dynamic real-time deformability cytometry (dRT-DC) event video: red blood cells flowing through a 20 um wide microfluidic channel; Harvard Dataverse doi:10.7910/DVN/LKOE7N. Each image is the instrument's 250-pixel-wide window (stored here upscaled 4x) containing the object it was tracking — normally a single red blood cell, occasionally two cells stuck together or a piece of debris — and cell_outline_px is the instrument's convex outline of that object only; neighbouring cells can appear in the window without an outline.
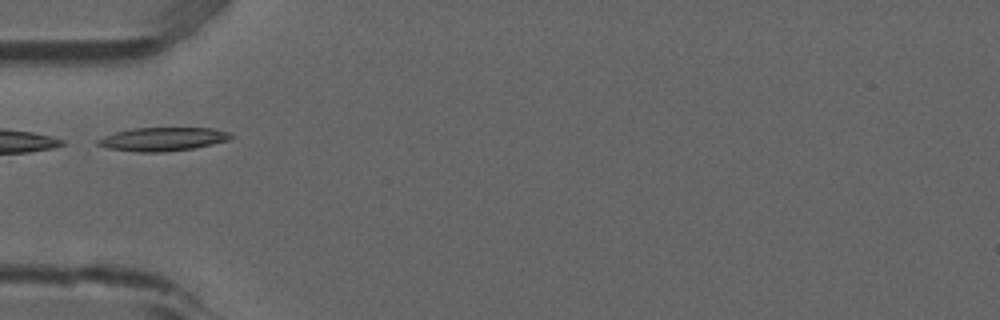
{"species": "common noctule bat (a hibernating species)", "species_latin": "Nyctalus noctula", "temperature_condition": "room temperature", "stored_images_in_passage": 2, "camera_frame_rate_fps": 3000, "um_per_image_px": 0.085, "animal": {"sex": "male", "forearm_length_mm": 52.5}, "frame": {"image": 1, "passage_image": 2, "time_ms": 0.333, "image_size_px": [1000, 320], "cell_outline_px": [[236, 136], [228, 140], [212, 144], [192, 148], [164, 152], [136, 152], [108, 148], [96, 144], [96, 140], [104, 136], [116, 132], [132, 128], [216, 128], [232, 132]], "centroid_in_image_um": [13.88, 11.82], "position_along_channel_um": 71.1, "area_um2": 18.38}}